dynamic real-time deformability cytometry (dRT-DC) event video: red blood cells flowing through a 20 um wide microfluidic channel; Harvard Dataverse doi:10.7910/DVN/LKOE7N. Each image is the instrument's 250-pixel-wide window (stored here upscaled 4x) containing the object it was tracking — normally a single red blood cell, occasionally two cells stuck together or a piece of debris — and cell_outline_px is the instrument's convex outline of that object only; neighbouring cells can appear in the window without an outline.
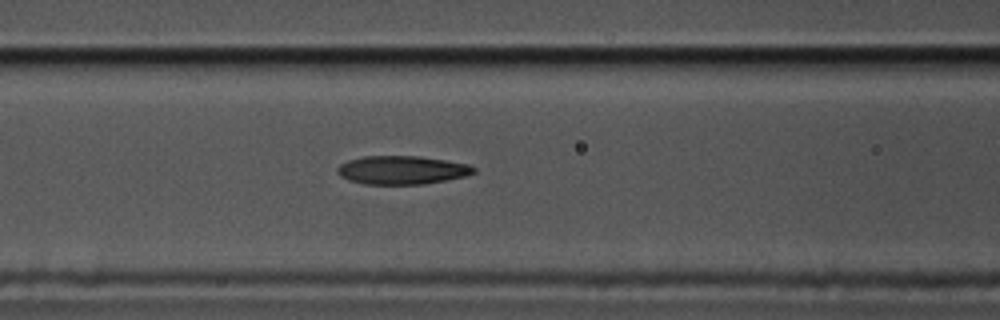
{"species": "common noctule bat (a hibernating species)", "species_latin": "Nyctalus noctula", "temperature_condition": "cold", "stored_images_in_passage": 42, "camera_frame_rate_fps": 3000, "um_per_image_px": 0.085, "animal": {"sex": "male", "body_mass_g": 17.5, "forearm_length_mm": 52.3}, "frame": {"image": 1, "passage_image": 11, "time_ms": 3.333, "image_size_px": [1000, 320], "cell_outline_px": [[476, 172], [464, 176], [424, 184], [364, 184], [348, 180], [340, 176], [336, 172], [336, 168], [340, 164], [348, 160], [364, 156], [420, 156], [468, 164], [476, 168]], "centroid_in_image_um": [34.12, 14.45], "position_along_channel_um": 132.5, "area_um2": 22.6}}
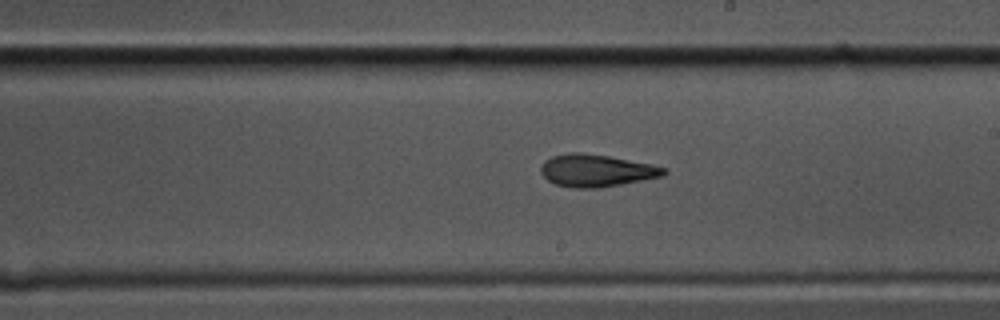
{"frame": {"image": 2, "passage_image": 20, "time_ms": 6.333, "image_size_px": [1000, 320], "cell_outline_px": [[668, 172], [664, 176], [600, 188], [572, 188], [556, 184], [548, 180], [540, 172], [540, 164], [544, 160], [552, 156], [568, 152], [584, 152], [608, 156], [648, 164], [664, 168]], "centroid_in_image_um": [50.63, 14.49], "position_along_channel_um": 238.4, "area_um2": 23.18}}
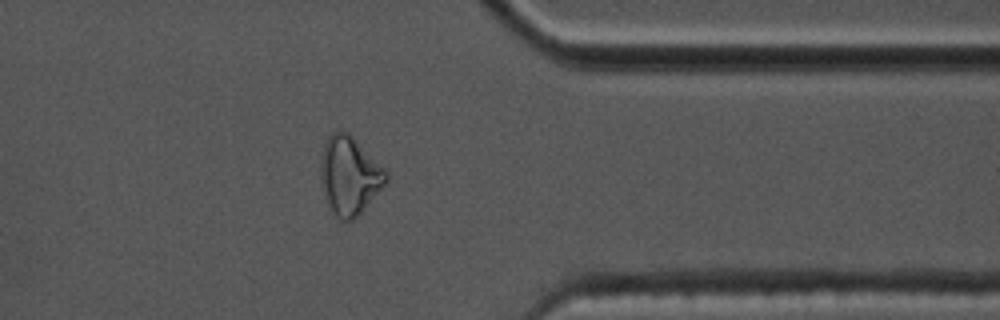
{"frame": {"image": 3, "passage_image": 33, "time_ms": 10.667, "image_size_px": [1000, 320], "cell_outline_px": [[388, 180], [360, 212], [352, 220], [340, 220], [336, 216], [320, 184], [320, 160], [324, 144], [328, 136], [332, 132], [348, 132], [388, 172]], "centroid_in_image_um": [29.68, 14.89], "position_along_channel_um": 381.7, "area_um2": 29.13}}